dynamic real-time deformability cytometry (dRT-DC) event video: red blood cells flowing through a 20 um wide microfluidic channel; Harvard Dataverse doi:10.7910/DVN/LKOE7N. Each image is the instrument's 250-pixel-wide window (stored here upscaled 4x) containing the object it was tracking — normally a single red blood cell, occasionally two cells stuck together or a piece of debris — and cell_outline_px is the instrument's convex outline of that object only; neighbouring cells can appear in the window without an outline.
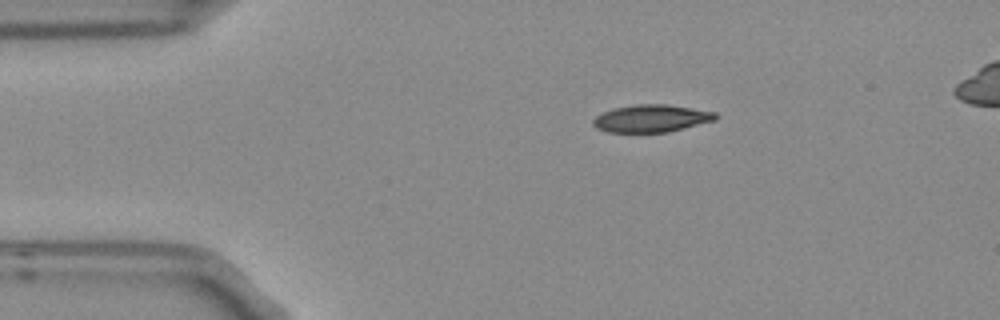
{"species": "Egyptian fruit bat (a non-hibernating species)", "species_latin": "Rousettus aegyptiacus", "temperature_condition": "room temperature", "stored_images_in_passage": 4, "camera_frame_rate_fps": 3000, "um_per_image_px": 0.085, "frame": {"image": 1, "passage_image": 1, "time_ms": 0.0, "image_size_px": [1000, 320], "cell_outline_px": [[716, 120], [668, 132], [608, 132], [596, 128], [592, 124], [592, 120], [596, 116], [612, 108], [636, 104], [668, 104], [716, 112]], "centroid_in_image_um": [55.35, 10.06], "position_along_channel_um": 29.7, "area_um2": 19.59}}